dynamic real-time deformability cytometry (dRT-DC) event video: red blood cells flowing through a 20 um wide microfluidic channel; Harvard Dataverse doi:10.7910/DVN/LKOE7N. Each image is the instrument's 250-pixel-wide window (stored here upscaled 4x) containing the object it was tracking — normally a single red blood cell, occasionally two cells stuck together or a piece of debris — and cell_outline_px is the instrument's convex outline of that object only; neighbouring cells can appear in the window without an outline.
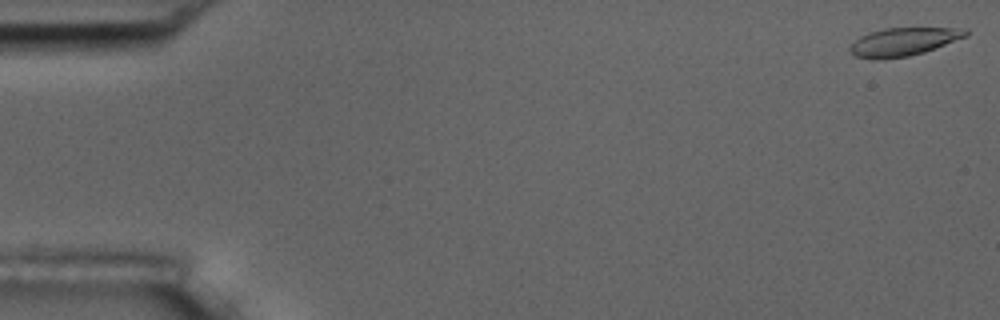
{"species": "common noctule bat (a hibernating species)", "species_latin": "Nyctalus noctula", "temperature_condition": "room temperature", "stored_images_in_passage": 5, "camera_frame_rate_fps": 3000, "um_per_image_px": 0.085, "animal": {"sex": "male", "body_mass_g": 17.5, "forearm_length_mm": 52.3}, "frame": {"image": 1, "passage_image": 1, "time_ms": 0.0, "image_size_px": [1000, 320], "cell_outline_px": [[968, 36], [924, 52], [908, 56], [872, 60], [856, 56], [848, 48], [860, 36], [868, 32], [884, 28], [968, 28]], "centroid_in_image_um": [76.8, 3.54], "position_along_channel_um": 8.2, "area_um2": 18.96}}
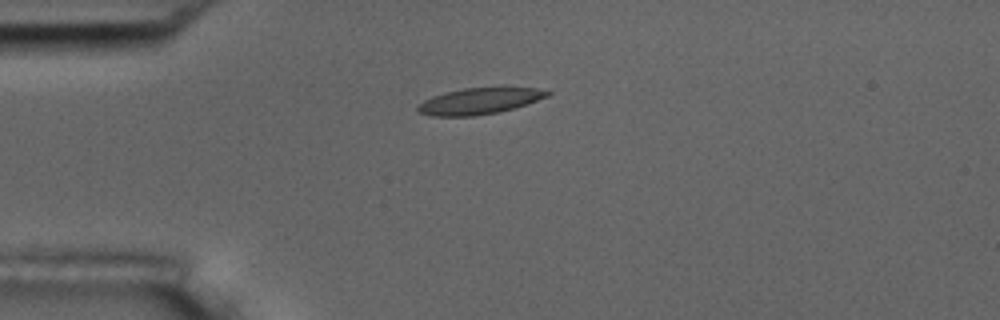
{"frame": {"image": 2, "passage_image": 5, "time_ms": 4.333, "image_size_px": [1000, 320], "cell_outline_px": [[552, 92], [548, 96], [500, 112], [472, 116], [432, 116], [420, 112], [416, 108], [424, 100], [432, 96], [444, 92], [464, 88], [500, 84], [504, 84], [536, 88]], "centroid_in_image_um": [40.8, 8.53], "position_along_channel_um": 44.2, "area_um2": 20.52}}